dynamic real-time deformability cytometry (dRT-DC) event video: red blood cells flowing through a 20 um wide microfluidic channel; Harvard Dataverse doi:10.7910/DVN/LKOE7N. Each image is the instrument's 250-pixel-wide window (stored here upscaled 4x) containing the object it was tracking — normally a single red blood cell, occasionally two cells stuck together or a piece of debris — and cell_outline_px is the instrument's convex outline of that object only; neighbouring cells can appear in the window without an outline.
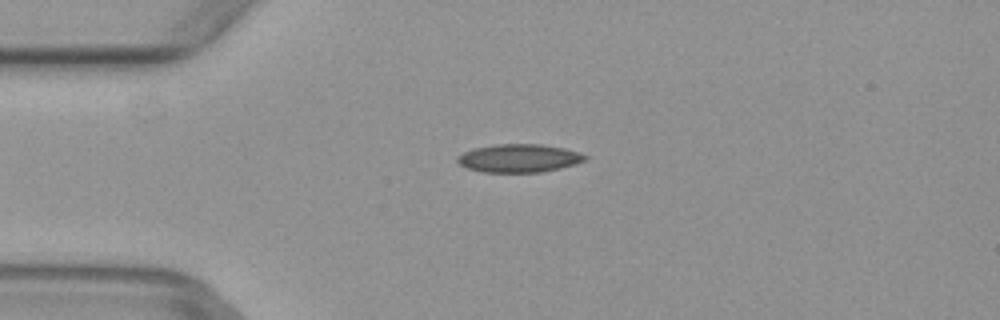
{"species": "common noctule bat (a hibernating species)", "species_latin": "Nyctalus noctula", "temperature_condition": "warm", "stored_images_in_passage": 6, "camera_frame_rate_fps": 3000, "um_per_image_px": 0.085, "animal": {"sex": "female", "body_mass_g": 29.2, "forearm_length_mm": 56.3}, "frame": {"image": 1, "passage_image": 4, "time_ms": 1.0, "image_size_px": [1000, 320], "cell_outline_px": [[588, 156], [584, 160], [560, 168], [540, 172], [484, 172], [468, 168], [460, 164], [456, 160], [464, 152], [476, 148], [496, 144], [540, 144], [564, 148]], "centroid_in_image_um": [44.1, 13.44], "position_along_channel_um": 40.9, "area_um2": 20.52}}
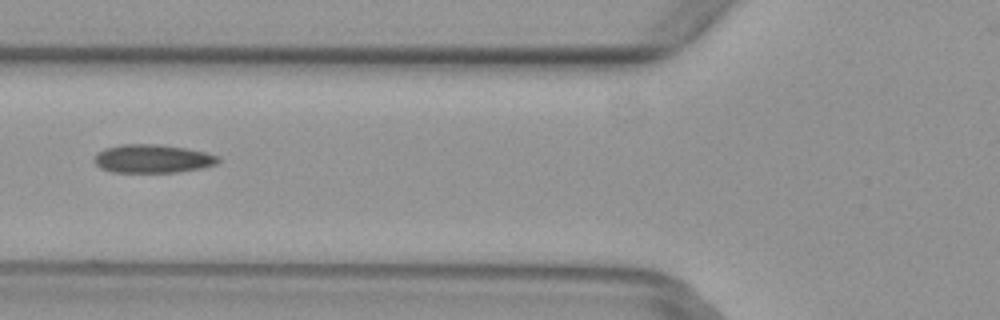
{"frame": {"image": 2, "passage_image": 6, "time_ms": 1.667, "image_size_px": [1000, 320], "cell_outline_px": [[220, 160], [216, 164], [204, 168], [180, 172], [112, 172], [100, 168], [92, 160], [96, 152], [104, 148], [120, 144], [160, 144], [208, 152], [220, 156]], "centroid_in_image_um": [12.97, 13.49], "position_along_channel_um": 112.8, "area_um2": 20.92}}